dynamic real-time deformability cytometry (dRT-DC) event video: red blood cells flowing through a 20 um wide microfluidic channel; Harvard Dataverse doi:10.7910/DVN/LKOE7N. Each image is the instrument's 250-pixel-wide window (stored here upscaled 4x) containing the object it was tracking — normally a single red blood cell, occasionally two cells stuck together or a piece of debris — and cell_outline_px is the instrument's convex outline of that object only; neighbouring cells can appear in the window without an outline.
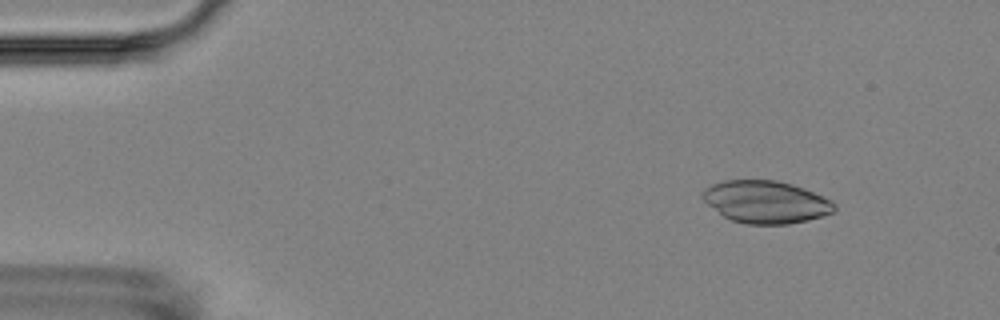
{"species": "Egyptian fruit bat (a non-hibernating species)", "species_latin": "Rousettus aegyptiacus", "temperature_condition": "room temperature", "stored_images_in_passage": 4, "camera_frame_rate_fps": 3000, "um_per_image_px": 0.085, "animal": {"sex": "female"}, "frame": {"image": 1, "passage_image": 1, "time_ms": 0.0, "image_size_px": [1000, 320], "cell_outline_px": [[836, 208], [832, 212], [808, 220], [788, 224], [748, 224], [732, 220], [724, 216], [708, 204], [704, 200], [704, 188], [712, 184], [724, 180], [776, 180], [792, 184], [804, 188], [832, 200], [836, 204]], "centroid_in_image_um": [65.12, 17.16], "position_along_channel_um": 19.9, "area_um2": 32.31}}